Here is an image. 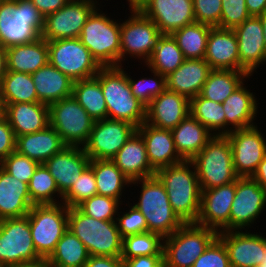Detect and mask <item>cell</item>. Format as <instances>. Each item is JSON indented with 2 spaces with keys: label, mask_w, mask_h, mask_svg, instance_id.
Returning a JSON list of instances; mask_svg holds the SVG:
<instances>
[{
  "label": "cell",
  "mask_w": 266,
  "mask_h": 267,
  "mask_svg": "<svg viewBox=\"0 0 266 267\" xmlns=\"http://www.w3.org/2000/svg\"><path fill=\"white\" fill-rule=\"evenodd\" d=\"M220 24L217 27L234 30L250 17L245 0H222Z\"/></svg>",
  "instance_id": "f907efd6"
},
{
  "label": "cell",
  "mask_w": 266,
  "mask_h": 267,
  "mask_svg": "<svg viewBox=\"0 0 266 267\" xmlns=\"http://www.w3.org/2000/svg\"><path fill=\"white\" fill-rule=\"evenodd\" d=\"M13 19L29 21V25L41 36L45 17H43L31 0H15Z\"/></svg>",
  "instance_id": "db71d44e"
},
{
  "label": "cell",
  "mask_w": 266,
  "mask_h": 267,
  "mask_svg": "<svg viewBox=\"0 0 266 267\" xmlns=\"http://www.w3.org/2000/svg\"><path fill=\"white\" fill-rule=\"evenodd\" d=\"M98 6L102 7L95 1L70 0L45 17L41 37L46 41L79 38L88 17Z\"/></svg>",
  "instance_id": "4fadbf2b"
},
{
  "label": "cell",
  "mask_w": 266,
  "mask_h": 267,
  "mask_svg": "<svg viewBox=\"0 0 266 267\" xmlns=\"http://www.w3.org/2000/svg\"><path fill=\"white\" fill-rule=\"evenodd\" d=\"M123 67H102L95 78L101 84L107 118L126 121L138 128L146 121V106L133 96L127 69Z\"/></svg>",
  "instance_id": "7a4b0ae2"
},
{
  "label": "cell",
  "mask_w": 266,
  "mask_h": 267,
  "mask_svg": "<svg viewBox=\"0 0 266 267\" xmlns=\"http://www.w3.org/2000/svg\"><path fill=\"white\" fill-rule=\"evenodd\" d=\"M97 195L96 180L93 169L88 166L63 196L62 203L68 208L76 207L85 199Z\"/></svg>",
  "instance_id": "7dc6e473"
},
{
  "label": "cell",
  "mask_w": 266,
  "mask_h": 267,
  "mask_svg": "<svg viewBox=\"0 0 266 267\" xmlns=\"http://www.w3.org/2000/svg\"><path fill=\"white\" fill-rule=\"evenodd\" d=\"M89 1H95V2H97L99 4V0L98 1L97 0H89Z\"/></svg>",
  "instance_id": "2644e50d"
},
{
  "label": "cell",
  "mask_w": 266,
  "mask_h": 267,
  "mask_svg": "<svg viewBox=\"0 0 266 267\" xmlns=\"http://www.w3.org/2000/svg\"><path fill=\"white\" fill-rule=\"evenodd\" d=\"M15 0L0 3V44L5 48L32 42L40 35L29 25V21L13 19Z\"/></svg>",
  "instance_id": "836d02e7"
},
{
  "label": "cell",
  "mask_w": 266,
  "mask_h": 267,
  "mask_svg": "<svg viewBox=\"0 0 266 267\" xmlns=\"http://www.w3.org/2000/svg\"><path fill=\"white\" fill-rule=\"evenodd\" d=\"M49 63L78 81L93 78L102 68L79 38L47 41Z\"/></svg>",
  "instance_id": "30bf717a"
},
{
  "label": "cell",
  "mask_w": 266,
  "mask_h": 267,
  "mask_svg": "<svg viewBox=\"0 0 266 267\" xmlns=\"http://www.w3.org/2000/svg\"><path fill=\"white\" fill-rule=\"evenodd\" d=\"M37 7L39 12L46 17L48 14L54 13L67 4L70 0H31Z\"/></svg>",
  "instance_id": "680465c9"
},
{
  "label": "cell",
  "mask_w": 266,
  "mask_h": 267,
  "mask_svg": "<svg viewBox=\"0 0 266 267\" xmlns=\"http://www.w3.org/2000/svg\"><path fill=\"white\" fill-rule=\"evenodd\" d=\"M5 116V105L0 91V119Z\"/></svg>",
  "instance_id": "003e7915"
},
{
  "label": "cell",
  "mask_w": 266,
  "mask_h": 267,
  "mask_svg": "<svg viewBox=\"0 0 266 267\" xmlns=\"http://www.w3.org/2000/svg\"><path fill=\"white\" fill-rule=\"evenodd\" d=\"M211 27L195 22L171 33L185 59H204Z\"/></svg>",
  "instance_id": "ab89813d"
},
{
  "label": "cell",
  "mask_w": 266,
  "mask_h": 267,
  "mask_svg": "<svg viewBox=\"0 0 266 267\" xmlns=\"http://www.w3.org/2000/svg\"><path fill=\"white\" fill-rule=\"evenodd\" d=\"M38 165V162L19 154L17 151L12 152L0 162V166L6 172L27 184H29Z\"/></svg>",
  "instance_id": "c3c4849f"
},
{
  "label": "cell",
  "mask_w": 266,
  "mask_h": 267,
  "mask_svg": "<svg viewBox=\"0 0 266 267\" xmlns=\"http://www.w3.org/2000/svg\"><path fill=\"white\" fill-rule=\"evenodd\" d=\"M247 78L250 77L244 71L212 69L200 95L222 104Z\"/></svg>",
  "instance_id": "d590c367"
},
{
  "label": "cell",
  "mask_w": 266,
  "mask_h": 267,
  "mask_svg": "<svg viewBox=\"0 0 266 267\" xmlns=\"http://www.w3.org/2000/svg\"><path fill=\"white\" fill-rule=\"evenodd\" d=\"M130 11L131 15L120 22V66L128 57L140 59L145 64L162 35L157 25L140 10Z\"/></svg>",
  "instance_id": "9c48e42d"
},
{
  "label": "cell",
  "mask_w": 266,
  "mask_h": 267,
  "mask_svg": "<svg viewBox=\"0 0 266 267\" xmlns=\"http://www.w3.org/2000/svg\"><path fill=\"white\" fill-rule=\"evenodd\" d=\"M11 267H50V266L48 265L46 259H41L33 263H24V264L14 265Z\"/></svg>",
  "instance_id": "be15d7a7"
},
{
  "label": "cell",
  "mask_w": 266,
  "mask_h": 267,
  "mask_svg": "<svg viewBox=\"0 0 266 267\" xmlns=\"http://www.w3.org/2000/svg\"><path fill=\"white\" fill-rule=\"evenodd\" d=\"M258 267H266V251H265L263 263L259 265Z\"/></svg>",
  "instance_id": "a7ac6f4b"
},
{
  "label": "cell",
  "mask_w": 266,
  "mask_h": 267,
  "mask_svg": "<svg viewBox=\"0 0 266 267\" xmlns=\"http://www.w3.org/2000/svg\"><path fill=\"white\" fill-rule=\"evenodd\" d=\"M31 75L41 103L50 105L72 95L74 81L49 62Z\"/></svg>",
  "instance_id": "1f68e13d"
},
{
  "label": "cell",
  "mask_w": 266,
  "mask_h": 267,
  "mask_svg": "<svg viewBox=\"0 0 266 267\" xmlns=\"http://www.w3.org/2000/svg\"><path fill=\"white\" fill-rule=\"evenodd\" d=\"M49 120L66 146L82 148L95 122L72 95L49 105Z\"/></svg>",
  "instance_id": "8fae6325"
},
{
  "label": "cell",
  "mask_w": 266,
  "mask_h": 267,
  "mask_svg": "<svg viewBox=\"0 0 266 267\" xmlns=\"http://www.w3.org/2000/svg\"><path fill=\"white\" fill-rule=\"evenodd\" d=\"M140 11L157 25L162 34H171L196 22L193 0H148Z\"/></svg>",
  "instance_id": "d6986e66"
},
{
  "label": "cell",
  "mask_w": 266,
  "mask_h": 267,
  "mask_svg": "<svg viewBox=\"0 0 266 267\" xmlns=\"http://www.w3.org/2000/svg\"><path fill=\"white\" fill-rule=\"evenodd\" d=\"M211 70L205 59H185L174 72L166 76V89L191 100L201 93Z\"/></svg>",
  "instance_id": "484cf974"
},
{
  "label": "cell",
  "mask_w": 266,
  "mask_h": 267,
  "mask_svg": "<svg viewBox=\"0 0 266 267\" xmlns=\"http://www.w3.org/2000/svg\"><path fill=\"white\" fill-rule=\"evenodd\" d=\"M238 41L239 71L252 76L266 63V48L259 16H250L234 29Z\"/></svg>",
  "instance_id": "ffe728a7"
},
{
  "label": "cell",
  "mask_w": 266,
  "mask_h": 267,
  "mask_svg": "<svg viewBox=\"0 0 266 267\" xmlns=\"http://www.w3.org/2000/svg\"><path fill=\"white\" fill-rule=\"evenodd\" d=\"M99 10L88 17L79 39L101 67L120 66V20Z\"/></svg>",
  "instance_id": "5b68a950"
},
{
  "label": "cell",
  "mask_w": 266,
  "mask_h": 267,
  "mask_svg": "<svg viewBox=\"0 0 266 267\" xmlns=\"http://www.w3.org/2000/svg\"><path fill=\"white\" fill-rule=\"evenodd\" d=\"M248 230L221 231L218 238L224 243L231 267H258L263 263L266 237Z\"/></svg>",
  "instance_id": "ac0fdd59"
},
{
  "label": "cell",
  "mask_w": 266,
  "mask_h": 267,
  "mask_svg": "<svg viewBox=\"0 0 266 267\" xmlns=\"http://www.w3.org/2000/svg\"><path fill=\"white\" fill-rule=\"evenodd\" d=\"M137 131L144 140L149 163L155 171L183 161L176 151L171 130L144 122Z\"/></svg>",
  "instance_id": "cb8c5ba5"
},
{
  "label": "cell",
  "mask_w": 266,
  "mask_h": 267,
  "mask_svg": "<svg viewBox=\"0 0 266 267\" xmlns=\"http://www.w3.org/2000/svg\"><path fill=\"white\" fill-rule=\"evenodd\" d=\"M129 9L128 10H140V8L148 1V0H127Z\"/></svg>",
  "instance_id": "e7e4bbea"
},
{
  "label": "cell",
  "mask_w": 266,
  "mask_h": 267,
  "mask_svg": "<svg viewBox=\"0 0 266 267\" xmlns=\"http://www.w3.org/2000/svg\"><path fill=\"white\" fill-rule=\"evenodd\" d=\"M236 193V181L201 189L200 212L196 223L218 233L230 231V210Z\"/></svg>",
  "instance_id": "e0dca14e"
},
{
  "label": "cell",
  "mask_w": 266,
  "mask_h": 267,
  "mask_svg": "<svg viewBox=\"0 0 266 267\" xmlns=\"http://www.w3.org/2000/svg\"><path fill=\"white\" fill-rule=\"evenodd\" d=\"M192 267H231L224 243L217 237L197 258Z\"/></svg>",
  "instance_id": "816d5d0a"
},
{
  "label": "cell",
  "mask_w": 266,
  "mask_h": 267,
  "mask_svg": "<svg viewBox=\"0 0 266 267\" xmlns=\"http://www.w3.org/2000/svg\"><path fill=\"white\" fill-rule=\"evenodd\" d=\"M218 237V232L197 223H184L163 239L166 267H192L197 258Z\"/></svg>",
  "instance_id": "52a82bcc"
},
{
  "label": "cell",
  "mask_w": 266,
  "mask_h": 267,
  "mask_svg": "<svg viewBox=\"0 0 266 267\" xmlns=\"http://www.w3.org/2000/svg\"><path fill=\"white\" fill-rule=\"evenodd\" d=\"M259 18L261 20L262 28H263V34H264V42H265V48H266V10L259 15Z\"/></svg>",
  "instance_id": "03108f58"
},
{
  "label": "cell",
  "mask_w": 266,
  "mask_h": 267,
  "mask_svg": "<svg viewBox=\"0 0 266 267\" xmlns=\"http://www.w3.org/2000/svg\"><path fill=\"white\" fill-rule=\"evenodd\" d=\"M185 57L171 34H162L150 59L145 63L150 70L163 76L174 72Z\"/></svg>",
  "instance_id": "f35d334b"
},
{
  "label": "cell",
  "mask_w": 266,
  "mask_h": 267,
  "mask_svg": "<svg viewBox=\"0 0 266 267\" xmlns=\"http://www.w3.org/2000/svg\"><path fill=\"white\" fill-rule=\"evenodd\" d=\"M136 131L137 127L126 121H95L84 151L90 160H111Z\"/></svg>",
  "instance_id": "5bb4252c"
},
{
  "label": "cell",
  "mask_w": 266,
  "mask_h": 267,
  "mask_svg": "<svg viewBox=\"0 0 266 267\" xmlns=\"http://www.w3.org/2000/svg\"><path fill=\"white\" fill-rule=\"evenodd\" d=\"M68 229L83 242L90 256L121 257L122 237L116 220H98L71 207Z\"/></svg>",
  "instance_id": "277c9868"
},
{
  "label": "cell",
  "mask_w": 266,
  "mask_h": 267,
  "mask_svg": "<svg viewBox=\"0 0 266 267\" xmlns=\"http://www.w3.org/2000/svg\"><path fill=\"white\" fill-rule=\"evenodd\" d=\"M163 237L154 232H145L122 238L121 259L137 256L163 255Z\"/></svg>",
  "instance_id": "ee69618b"
},
{
  "label": "cell",
  "mask_w": 266,
  "mask_h": 267,
  "mask_svg": "<svg viewBox=\"0 0 266 267\" xmlns=\"http://www.w3.org/2000/svg\"><path fill=\"white\" fill-rule=\"evenodd\" d=\"M224 113L221 103L208 100L200 94L190 100V114L214 136L226 135V116Z\"/></svg>",
  "instance_id": "b9f144b4"
},
{
  "label": "cell",
  "mask_w": 266,
  "mask_h": 267,
  "mask_svg": "<svg viewBox=\"0 0 266 267\" xmlns=\"http://www.w3.org/2000/svg\"><path fill=\"white\" fill-rule=\"evenodd\" d=\"M129 201L125 206H129L126 212H118L116 216V223L122 238L148 232V225L143 214L130 203ZM122 213V214H121ZM121 214V216H120Z\"/></svg>",
  "instance_id": "681fc988"
},
{
  "label": "cell",
  "mask_w": 266,
  "mask_h": 267,
  "mask_svg": "<svg viewBox=\"0 0 266 267\" xmlns=\"http://www.w3.org/2000/svg\"><path fill=\"white\" fill-rule=\"evenodd\" d=\"M33 205L28 184L0 166V220L26 216Z\"/></svg>",
  "instance_id": "f1b7e54d"
},
{
  "label": "cell",
  "mask_w": 266,
  "mask_h": 267,
  "mask_svg": "<svg viewBox=\"0 0 266 267\" xmlns=\"http://www.w3.org/2000/svg\"><path fill=\"white\" fill-rule=\"evenodd\" d=\"M171 131L176 151L183 160H192L214 136L191 114Z\"/></svg>",
  "instance_id": "d6a6232c"
},
{
  "label": "cell",
  "mask_w": 266,
  "mask_h": 267,
  "mask_svg": "<svg viewBox=\"0 0 266 267\" xmlns=\"http://www.w3.org/2000/svg\"><path fill=\"white\" fill-rule=\"evenodd\" d=\"M111 160L131 182L155 176V170L148 160L144 140L138 131Z\"/></svg>",
  "instance_id": "4316f807"
},
{
  "label": "cell",
  "mask_w": 266,
  "mask_h": 267,
  "mask_svg": "<svg viewBox=\"0 0 266 267\" xmlns=\"http://www.w3.org/2000/svg\"><path fill=\"white\" fill-rule=\"evenodd\" d=\"M7 72L6 48L0 44V84Z\"/></svg>",
  "instance_id": "6125c7cd"
},
{
  "label": "cell",
  "mask_w": 266,
  "mask_h": 267,
  "mask_svg": "<svg viewBox=\"0 0 266 267\" xmlns=\"http://www.w3.org/2000/svg\"><path fill=\"white\" fill-rule=\"evenodd\" d=\"M133 185H140L141 190L138 201L132 205L145 217L148 231L164 238L184 224L173 211L167 192L156 176L132 181L130 186Z\"/></svg>",
  "instance_id": "3957f363"
},
{
  "label": "cell",
  "mask_w": 266,
  "mask_h": 267,
  "mask_svg": "<svg viewBox=\"0 0 266 267\" xmlns=\"http://www.w3.org/2000/svg\"><path fill=\"white\" fill-rule=\"evenodd\" d=\"M123 267H166L163 255L137 256L123 261Z\"/></svg>",
  "instance_id": "9f6ffc18"
},
{
  "label": "cell",
  "mask_w": 266,
  "mask_h": 267,
  "mask_svg": "<svg viewBox=\"0 0 266 267\" xmlns=\"http://www.w3.org/2000/svg\"><path fill=\"white\" fill-rule=\"evenodd\" d=\"M0 267H7L2 262H0Z\"/></svg>",
  "instance_id": "89a4df30"
},
{
  "label": "cell",
  "mask_w": 266,
  "mask_h": 267,
  "mask_svg": "<svg viewBox=\"0 0 266 267\" xmlns=\"http://www.w3.org/2000/svg\"><path fill=\"white\" fill-rule=\"evenodd\" d=\"M64 147L62 138L50 125L38 132L16 137V151L39 164L45 163Z\"/></svg>",
  "instance_id": "f546056e"
},
{
  "label": "cell",
  "mask_w": 266,
  "mask_h": 267,
  "mask_svg": "<svg viewBox=\"0 0 266 267\" xmlns=\"http://www.w3.org/2000/svg\"><path fill=\"white\" fill-rule=\"evenodd\" d=\"M72 96L95 121L107 118V107L101 84L95 77L75 81Z\"/></svg>",
  "instance_id": "74e56055"
},
{
  "label": "cell",
  "mask_w": 266,
  "mask_h": 267,
  "mask_svg": "<svg viewBox=\"0 0 266 267\" xmlns=\"http://www.w3.org/2000/svg\"><path fill=\"white\" fill-rule=\"evenodd\" d=\"M246 80L222 103L226 116V135L233 130L256 125L258 104L255 94L245 85Z\"/></svg>",
  "instance_id": "d4e9b609"
},
{
  "label": "cell",
  "mask_w": 266,
  "mask_h": 267,
  "mask_svg": "<svg viewBox=\"0 0 266 267\" xmlns=\"http://www.w3.org/2000/svg\"><path fill=\"white\" fill-rule=\"evenodd\" d=\"M94 172L97 194L109 196L119 200L122 205L121 198L126 185L129 187L131 181L122 173V171L110 159L90 160L89 165ZM124 189V190H123Z\"/></svg>",
  "instance_id": "e575fe53"
},
{
  "label": "cell",
  "mask_w": 266,
  "mask_h": 267,
  "mask_svg": "<svg viewBox=\"0 0 266 267\" xmlns=\"http://www.w3.org/2000/svg\"><path fill=\"white\" fill-rule=\"evenodd\" d=\"M0 91L4 105L39 102L32 75L28 73L7 71L0 84Z\"/></svg>",
  "instance_id": "60d3db41"
},
{
  "label": "cell",
  "mask_w": 266,
  "mask_h": 267,
  "mask_svg": "<svg viewBox=\"0 0 266 267\" xmlns=\"http://www.w3.org/2000/svg\"><path fill=\"white\" fill-rule=\"evenodd\" d=\"M250 16H259L266 10V0H245Z\"/></svg>",
  "instance_id": "91938a15"
},
{
  "label": "cell",
  "mask_w": 266,
  "mask_h": 267,
  "mask_svg": "<svg viewBox=\"0 0 266 267\" xmlns=\"http://www.w3.org/2000/svg\"><path fill=\"white\" fill-rule=\"evenodd\" d=\"M231 145L233 166L239 177H251L266 154V138L257 124L225 135Z\"/></svg>",
  "instance_id": "2e32d148"
},
{
  "label": "cell",
  "mask_w": 266,
  "mask_h": 267,
  "mask_svg": "<svg viewBox=\"0 0 266 267\" xmlns=\"http://www.w3.org/2000/svg\"><path fill=\"white\" fill-rule=\"evenodd\" d=\"M55 179L59 192L64 196L90 165L84 148L66 146L43 163Z\"/></svg>",
  "instance_id": "44dd1931"
},
{
  "label": "cell",
  "mask_w": 266,
  "mask_h": 267,
  "mask_svg": "<svg viewBox=\"0 0 266 267\" xmlns=\"http://www.w3.org/2000/svg\"><path fill=\"white\" fill-rule=\"evenodd\" d=\"M41 259L33 244L27 215L0 220V262L11 267Z\"/></svg>",
  "instance_id": "7c38bea8"
},
{
  "label": "cell",
  "mask_w": 266,
  "mask_h": 267,
  "mask_svg": "<svg viewBox=\"0 0 266 267\" xmlns=\"http://www.w3.org/2000/svg\"><path fill=\"white\" fill-rule=\"evenodd\" d=\"M266 208V189L251 177L236 180V193L230 210V231L252 228ZM246 227V228H245ZM248 227V228H247Z\"/></svg>",
  "instance_id": "9a60e30c"
},
{
  "label": "cell",
  "mask_w": 266,
  "mask_h": 267,
  "mask_svg": "<svg viewBox=\"0 0 266 267\" xmlns=\"http://www.w3.org/2000/svg\"><path fill=\"white\" fill-rule=\"evenodd\" d=\"M155 176L163 184L175 214L183 223H196L200 212L201 189L191 160L162 167Z\"/></svg>",
  "instance_id": "6da1fadb"
},
{
  "label": "cell",
  "mask_w": 266,
  "mask_h": 267,
  "mask_svg": "<svg viewBox=\"0 0 266 267\" xmlns=\"http://www.w3.org/2000/svg\"><path fill=\"white\" fill-rule=\"evenodd\" d=\"M121 202L115 198L103 195H94L85 199L76 207L87 216L98 220H116L118 211L122 209Z\"/></svg>",
  "instance_id": "bcb514c9"
},
{
  "label": "cell",
  "mask_w": 266,
  "mask_h": 267,
  "mask_svg": "<svg viewBox=\"0 0 266 267\" xmlns=\"http://www.w3.org/2000/svg\"><path fill=\"white\" fill-rule=\"evenodd\" d=\"M5 117L15 137L38 132L50 125L49 105L41 102L6 104Z\"/></svg>",
  "instance_id": "83f0119b"
},
{
  "label": "cell",
  "mask_w": 266,
  "mask_h": 267,
  "mask_svg": "<svg viewBox=\"0 0 266 267\" xmlns=\"http://www.w3.org/2000/svg\"><path fill=\"white\" fill-rule=\"evenodd\" d=\"M89 257L83 242L67 229L46 261L50 267H84Z\"/></svg>",
  "instance_id": "8d00e7d4"
},
{
  "label": "cell",
  "mask_w": 266,
  "mask_h": 267,
  "mask_svg": "<svg viewBox=\"0 0 266 267\" xmlns=\"http://www.w3.org/2000/svg\"><path fill=\"white\" fill-rule=\"evenodd\" d=\"M195 166L200 189H210L236 181L232 149L225 135L213 136L191 160Z\"/></svg>",
  "instance_id": "8992f818"
},
{
  "label": "cell",
  "mask_w": 266,
  "mask_h": 267,
  "mask_svg": "<svg viewBox=\"0 0 266 267\" xmlns=\"http://www.w3.org/2000/svg\"><path fill=\"white\" fill-rule=\"evenodd\" d=\"M262 188L266 189V154L251 176Z\"/></svg>",
  "instance_id": "94428289"
},
{
  "label": "cell",
  "mask_w": 266,
  "mask_h": 267,
  "mask_svg": "<svg viewBox=\"0 0 266 267\" xmlns=\"http://www.w3.org/2000/svg\"><path fill=\"white\" fill-rule=\"evenodd\" d=\"M69 208L64 204L33 205L27 214L37 254L47 259L68 229Z\"/></svg>",
  "instance_id": "ba28073f"
},
{
  "label": "cell",
  "mask_w": 266,
  "mask_h": 267,
  "mask_svg": "<svg viewBox=\"0 0 266 267\" xmlns=\"http://www.w3.org/2000/svg\"><path fill=\"white\" fill-rule=\"evenodd\" d=\"M16 151V137L7 118L0 119V162Z\"/></svg>",
  "instance_id": "11a10c76"
},
{
  "label": "cell",
  "mask_w": 266,
  "mask_h": 267,
  "mask_svg": "<svg viewBox=\"0 0 266 267\" xmlns=\"http://www.w3.org/2000/svg\"><path fill=\"white\" fill-rule=\"evenodd\" d=\"M190 114V100L165 89L146 107V123L172 130Z\"/></svg>",
  "instance_id": "7402d4cb"
},
{
  "label": "cell",
  "mask_w": 266,
  "mask_h": 267,
  "mask_svg": "<svg viewBox=\"0 0 266 267\" xmlns=\"http://www.w3.org/2000/svg\"><path fill=\"white\" fill-rule=\"evenodd\" d=\"M150 71L153 74V78L152 76L151 78L140 77L138 78L139 80L133 79V76L126 73L133 96L146 107L166 89V77L156 71Z\"/></svg>",
  "instance_id": "f6af8a7d"
},
{
  "label": "cell",
  "mask_w": 266,
  "mask_h": 267,
  "mask_svg": "<svg viewBox=\"0 0 266 267\" xmlns=\"http://www.w3.org/2000/svg\"><path fill=\"white\" fill-rule=\"evenodd\" d=\"M204 59L211 69L239 71L238 41L234 30L211 27Z\"/></svg>",
  "instance_id": "603a6c76"
},
{
  "label": "cell",
  "mask_w": 266,
  "mask_h": 267,
  "mask_svg": "<svg viewBox=\"0 0 266 267\" xmlns=\"http://www.w3.org/2000/svg\"><path fill=\"white\" fill-rule=\"evenodd\" d=\"M84 267H123L120 257L90 256Z\"/></svg>",
  "instance_id": "6f0895ef"
},
{
  "label": "cell",
  "mask_w": 266,
  "mask_h": 267,
  "mask_svg": "<svg viewBox=\"0 0 266 267\" xmlns=\"http://www.w3.org/2000/svg\"><path fill=\"white\" fill-rule=\"evenodd\" d=\"M7 71L33 74L48 60V44L41 36L29 43L6 48Z\"/></svg>",
  "instance_id": "4dcf8cb0"
},
{
  "label": "cell",
  "mask_w": 266,
  "mask_h": 267,
  "mask_svg": "<svg viewBox=\"0 0 266 267\" xmlns=\"http://www.w3.org/2000/svg\"><path fill=\"white\" fill-rule=\"evenodd\" d=\"M28 191L34 205L62 203L63 196L59 192L55 179L44 164H39L33 173L28 184Z\"/></svg>",
  "instance_id": "7bdbcfd3"
},
{
  "label": "cell",
  "mask_w": 266,
  "mask_h": 267,
  "mask_svg": "<svg viewBox=\"0 0 266 267\" xmlns=\"http://www.w3.org/2000/svg\"><path fill=\"white\" fill-rule=\"evenodd\" d=\"M222 0H193L194 16L197 23L216 27L220 24Z\"/></svg>",
  "instance_id": "f5cc1de1"
}]
</instances>
